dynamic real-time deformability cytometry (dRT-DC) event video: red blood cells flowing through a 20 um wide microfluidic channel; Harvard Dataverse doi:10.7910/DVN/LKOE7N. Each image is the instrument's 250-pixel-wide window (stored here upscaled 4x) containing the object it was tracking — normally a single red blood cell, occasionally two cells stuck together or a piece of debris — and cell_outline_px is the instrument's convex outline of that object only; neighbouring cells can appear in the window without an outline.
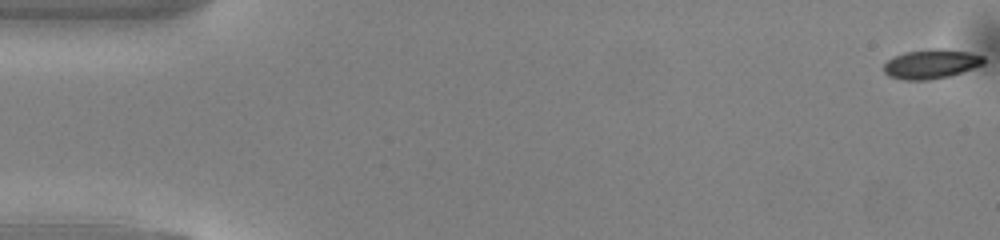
{"species": "common noctule bat (a hibernating species)", "species_latin": "Nyctalus noctula", "temperature_condition": "warm", "stored_images_in_passage": 11, "camera_frame_rate_fps": 3000, "um_per_image_px": 0.085, "animal": {"sex": "male", "body_mass_g": 13.0, "forearm_length_mm": 53.1}, "frame": {"image": 1, "passage_image": 1, "time_ms": 0.0, "image_size_px": [1000, 240], "cell_outline_px": [[984, 64], [948, 76], [928, 80], [904, 80], [888, 76], [884, 72], [884, 64], [888, 60], [904, 52], [932, 48], [940, 48], [968, 52], [984, 56]], "centroid_in_image_um": [79.13, 5.43], "position_along_channel_um": 5.9, "area_um2": 16.99}}